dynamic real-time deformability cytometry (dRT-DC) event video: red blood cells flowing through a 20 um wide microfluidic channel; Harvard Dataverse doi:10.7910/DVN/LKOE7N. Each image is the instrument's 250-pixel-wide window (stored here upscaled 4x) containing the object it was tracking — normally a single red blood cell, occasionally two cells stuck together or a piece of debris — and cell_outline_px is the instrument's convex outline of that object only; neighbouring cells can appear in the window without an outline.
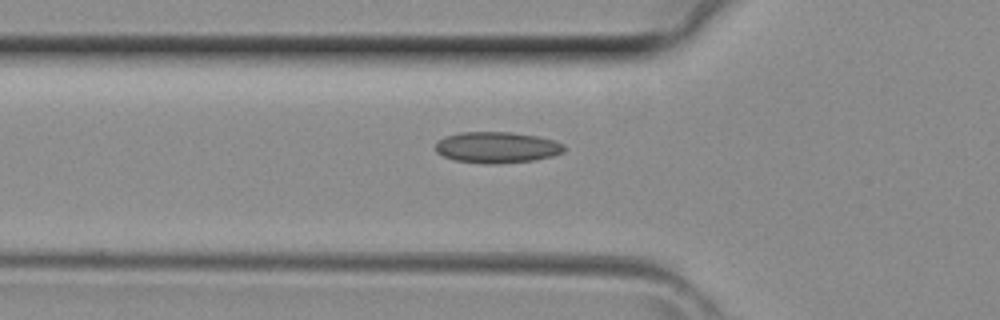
{"species": "common noctule bat (a hibernating species)", "species_latin": "Nyctalus noctula", "temperature_condition": "room temperature", "stored_images_in_passage": 38, "camera_frame_rate_fps": 3000, "um_per_image_px": 0.085, "animal": {"sex": "female", "body_mass_g": 29.2, "forearm_length_mm": 56.3}, "frame": {"image": 1, "passage_image": 14, "time_ms": 4.333, "image_size_px": [1000, 320], "cell_outline_px": [[564, 152], [552, 156], [536, 160], [500, 164], [484, 164], [452, 160], [436, 152], [436, 144], [440, 140], [448, 136], [460, 132], [508, 132], [536, 136], [552, 140], [564, 144]], "centroid_in_image_um": [42.24, 12.55], "position_along_channel_um": 83.6, "area_um2": 23.35}}
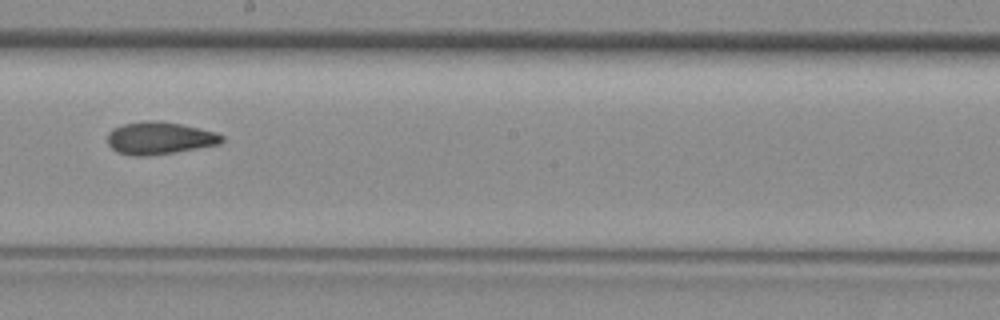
{"frame": {"image": 2, "passage_image": 23, "time_ms": 7.333, "image_size_px": [1000, 320], "cell_outline_px": [[224, 140], [220, 144], [172, 152], [144, 156], [132, 156], [116, 152], [108, 144], [108, 132], [112, 128], [124, 124], [144, 120], [152, 120], [180, 124], [216, 132], [224, 136]], "centroid_in_image_um": [13.53, 11.73], "position_along_channel_um": 234.7, "area_um2": 21.5}}
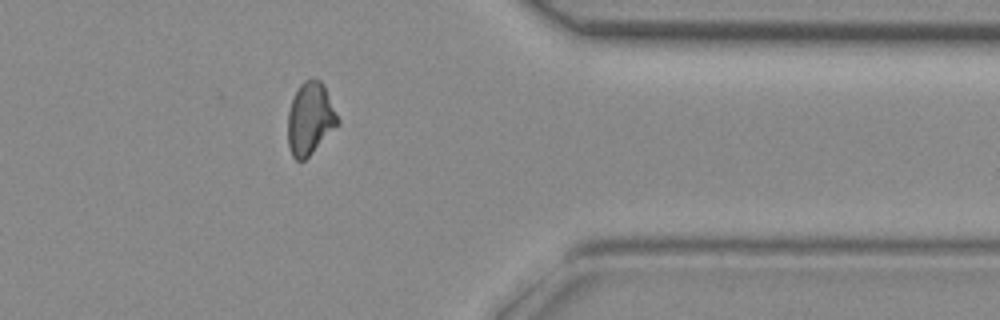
{"frame": {"image": 3, "passage_image": 33, "time_ms": 10.667, "image_size_px": [1000, 320], "cell_outline_px": [[340, 120], [312, 152], [304, 160], [296, 160], [292, 156], [288, 144], [288, 112], [292, 100], [300, 84], [304, 80], [312, 76], [320, 80], [324, 84]], "centroid_in_image_um": [26.34, 10.03], "position_along_channel_um": 385.1, "area_um2": 20.75}}